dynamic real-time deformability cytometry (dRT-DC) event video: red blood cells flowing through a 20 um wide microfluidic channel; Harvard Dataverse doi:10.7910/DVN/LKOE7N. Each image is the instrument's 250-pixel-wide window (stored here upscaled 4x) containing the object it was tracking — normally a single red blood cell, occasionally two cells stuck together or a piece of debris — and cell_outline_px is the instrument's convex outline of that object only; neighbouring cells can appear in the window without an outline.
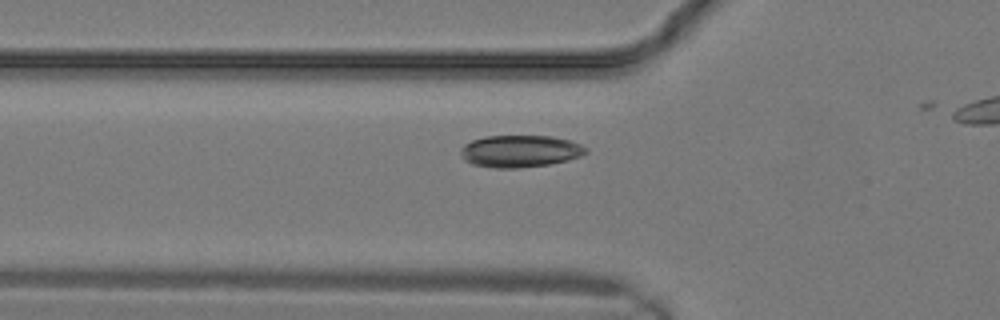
{"species": "common noctule bat (a hibernating species)", "species_latin": "Nyctalus noctula", "temperature_condition": "warm", "stored_images_in_passage": 5, "camera_frame_rate_fps": 3000, "um_per_image_px": 0.085, "animal": {"sex": "male", "body_mass_g": 19.2, "forearm_length_mm": 51.8}, "frame": {"image": 1, "passage_image": 2, "time_ms": 0.333, "image_size_px": [1000, 320], "cell_outline_px": [[588, 152], [580, 156], [568, 160], [548, 164], [520, 168], [492, 168], [472, 164], [464, 160], [460, 156], [460, 148], [464, 144], [472, 140], [484, 136], [552, 136], [568, 140], [580, 144], [588, 148]], "centroid_in_image_um": [44.17, 12.85], "position_along_channel_um": 81.6, "area_um2": 23.58}}
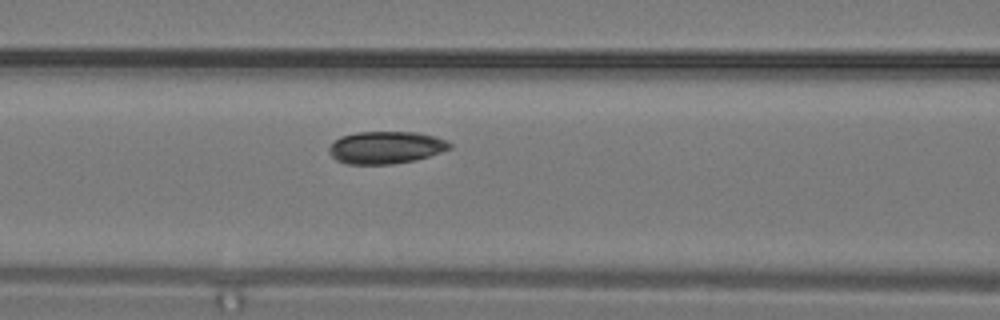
{"frame": {"image": 2, "passage_image": 4, "time_ms": 1.0, "image_size_px": [1000, 320], "cell_outline_px": [[452, 148], [416, 160], [392, 164], [348, 164], [336, 160], [328, 152], [328, 148], [340, 136], [356, 132], [416, 132], [436, 136], [448, 140], [452, 144]], "centroid_in_image_um": [32.81, 12.53], "position_along_channel_um": 133.8, "area_um2": 22.89}}